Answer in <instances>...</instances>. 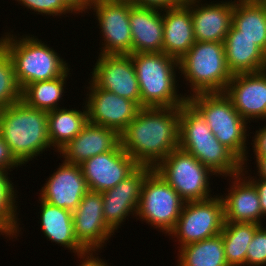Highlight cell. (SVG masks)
<instances>
[{
	"instance_id": "2e32d148",
	"label": "cell",
	"mask_w": 266,
	"mask_h": 266,
	"mask_svg": "<svg viewBox=\"0 0 266 266\" xmlns=\"http://www.w3.org/2000/svg\"><path fill=\"white\" fill-rule=\"evenodd\" d=\"M72 214L76 239L86 250L102 249L115 233L103 217V197L100 192L88 191Z\"/></svg>"
},
{
	"instance_id": "4fadbf2b",
	"label": "cell",
	"mask_w": 266,
	"mask_h": 266,
	"mask_svg": "<svg viewBox=\"0 0 266 266\" xmlns=\"http://www.w3.org/2000/svg\"><path fill=\"white\" fill-rule=\"evenodd\" d=\"M89 97L86 98L88 122L108 127L121 134L135 118L140 107L132 100L99 88L89 81ZM87 104V105H86Z\"/></svg>"
},
{
	"instance_id": "30bf717a",
	"label": "cell",
	"mask_w": 266,
	"mask_h": 266,
	"mask_svg": "<svg viewBox=\"0 0 266 266\" xmlns=\"http://www.w3.org/2000/svg\"><path fill=\"white\" fill-rule=\"evenodd\" d=\"M224 223L223 200L214 195L202 201L185 202L175 227L168 235L176 237L181 248L221 234Z\"/></svg>"
},
{
	"instance_id": "7402d4cb",
	"label": "cell",
	"mask_w": 266,
	"mask_h": 266,
	"mask_svg": "<svg viewBox=\"0 0 266 266\" xmlns=\"http://www.w3.org/2000/svg\"><path fill=\"white\" fill-rule=\"evenodd\" d=\"M162 10L132 5L129 22L132 53L163 52Z\"/></svg>"
},
{
	"instance_id": "e575fe53",
	"label": "cell",
	"mask_w": 266,
	"mask_h": 266,
	"mask_svg": "<svg viewBox=\"0 0 266 266\" xmlns=\"http://www.w3.org/2000/svg\"><path fill=\"white\" fill-rule=\"evenodd\" d=\"M22 166V164L12 154L10 147L0 134V170L11 172L10 168Z\"/></svg>"
},
{
	"instance_id": "d4e9b609",
	"label": "cell",
	"mask_w": 266,
	"mask_h": 266,
	"mask_svg": "<svg viewBox=\"0 0 266 266\" xmlns=\"http://www.w3.org/2000/svg\"><path fill=\"white\" fill-rule=\"evenodd\" d=\"M41 228L47 239L64 246L73 253L84 252L86 249L77 241L74 233L72 211L57 207L41 200Z\"/></svg>"
},
{
	"instance_id": "603a6c76",
	"label": "cell",
	"mask_w": 266,
	"mask_h": 266,
	"mask_svg": "<svg viewBox=\"0 0 266 266\" xmlns=\"http://www.w3.org/2000/svg\"><path fill=\"white\" fill-rule=\"evenodd\" d=\"M162 13L163 52L179 61L196 42L190 6L185 3Z\"/></svg>"
},
{
	"instance_id": "277c9868",
	"label": "cell",
	"mask_w": 266,
	"mask_h": 266,
	"mask_svg": "<svg viewBox=\"0 0 266 266\" xmlns=\"http://www.w3.org/2000/svg\"><path fill=\"white\" fill-rule=\"evenodd\" d=\"M135 67L142 107H180L186 95L177 94L178 60L164 52L130 54ZM175 67V68H174Z\"/></svg>"
},
{
	"instance_id": "9a60e30c",
	"label": "cell",
	"mask_w": 266,
	"mask_h": 266,
	"mask_svg": "<svg viewBox=\"0 0 266 266\" xmlns=\"http://www.w3.org/2000/svg\"><path fill=\"white\" fill-rule=\"evenodd\" d=\"M152 170V167L138 166L115 187L102 192L103 217L113 232L129 214H137L142 184Z\"/></svg>"
},
{
	"instance_id": "5bb4252c",
	"label": "cell",
	"mask_w": 266,
	"mask_h": 266,
	"mask_svg": "<svg viewBox=\"0 0 266 266\" xmlns=\"http://www.w3.org/2000/svg\"><path fill=\"white\" fill-rule=\"evenodd\" d=\"M138 166L121 143L114 150L93 156L80 165L89 191L100 193L115 187Z\"/></svg>"
},
{
	"instance_id": "5b68a950",
	"label": "cell",
	"mask_w": 266,
	"mask_h": 266,
	"mask_svg": "<svg viewBox=\"0 0 266 266\" xmlns=\"http://www.w3.org/2000/svg\"><path fill=\"white\" fill-rule=\"evenodd\" d=\"M7 34L0 38V45L12 59L21 89L33 82L57 78L68 69L64 59L38 38L27 35L18 40Z\"/></svg>"
},
{
	"instance_id": "6da1fadb",
	"label": "cell",
	"mask_w": 266,
	"mask_h": 266,
	"mask_svg": "<svg viewBox=\"0 0 266 266\" xmlns=\"http://www.w3.org/2000/svg\"><path fill=\"white\" fill-rule=\"evenodd\" d=\"M179 107H142L120 134L122 148L153 169L179 147Z\"/></svg>"
},
{
	"instance_id": "f1b7e54d",
	"label": "cell",
	"mask_w": 266,
	"mask_h": 266,
	"mask_svg": "<svg viewBox=\"0 0 266 266\" xmlns=\"http://www.w3.org/2000/svg\"><path fill=\"white\" fill-rule=\"evenodd\" d=\"M68 68L61 76L30 83L22 89V101L29 107L46 112L60 108L59 100L64 93L65 81L68 77Z\"/></svg>"
},
{
	"instance_id": "f35d334b",
	"label": "cell",
	"mask_w": 266,
	"mask_h": 266,
	"mask_svg": "<svg viewBox=\"0 0 266 266\" xmlns=\"http://www.w3.org/2000/svg\"><path fill=\"white\" fill-rule=\"evenodd\" d=\"M93 252H95L96 254V250H85L84 252L79 253L78 258L83 259V261L80 262L81 264L79 266H109L105 261L99 259V257L96 258L93 255Z\"/></svg>"
},
{
	"instance_id": "1f68e13d",
	"label": "cell",
	"mask_w": 266,
	"mask_h": 266,
	"mask_svg": "<svg viewBox=\"0 0 266 266\" xmlns=\"http://www.w3.org/2000/svg\"><path fill=\"white\" fill-rule=\"evenodd\" d=\"M21 99L22 89L16 79L12 59L0 45V110L20 102Z\"/></svg>"
},
{
	"instance_id": "52a82bcc",
	"label": "cell",
	"mask_w": 266,
	"mask_h": 266,
	"mask_svg": "<svg viewBox=\"0 0 266 266\" xmlns=\"http://www.w3.org/2000/svg\"><path fill=\"white\" fill-rule=\"evenodd\" d=\"M178 66L190 83L191 95L224 92L233 76L227 67L224 42L196 41Z\"/></svg>"
},
{
	"instance_id": "7c38bea8",
	"label": "cell",
	"mask_w": 266,
	"mask_h": 266,
	"mask_svg": "<svg viewBox=\"0 0 266 266\" xmlns=\"http://www.w3.org/2000/svg\"><path fill=\"white\" fill-rule=\"evenodd\" d=\"M91 73L92 81L99 88L132 100L141 108L139 84L130 54H99Z\"/></svg>"
},
{
	"instance_id": "ffe728a7",
	"label": "cell",
	"mask_w": 266,
	"mask_h": 266,
	"mask_svg": "<svg viewBox=\"0 0 266 266\" xmlns=\"http://www.w3.org/2000/svg\"><path fill=\"white\" fill-rule=\"evenodd\" d=\"M120 143L116 130L88 122L59 152L65 162L81 165L93 156L114 150Z\"/></svg>"
},
{
	"instance_id": "83f0119b",
	"label": "cell",
	"mask_w": 266,
	"mask_h": 266,
	"mask_svg": "<svg viewBox=\"0 0 266 266\" xmlns=\"http://www.w3.org/2000/svg\"><path fill=\"white\" fill-rule=\"evenodd\" d=\"M177 266H228L221 234L181 247Z\"/></svg>"
},
{
	"instance_id": "836d02e7",
	"label": "cell",
	"mask_w": 266,
	"mask_h": 266,
	"mask_svg": "<svg viewBox=\"0 0 266 266\" xmlns=\"http://www.w3.org/2000/svg\"><path fill=\"white\" fill-rule=\"evenodd\" d=\"M27 9L38 12L37 14H45L46 16H60L74 11L64 2V0H17ZM71 11V12H70Z\"/></svg>"
},
{
	"instance_id": "d6a6232c",
	"label": "cell",
	"mask_w": 266,
	"mask_h": 266,
	"mask_svg": "<svg viewBox=\"0 0 266 266\" xmlns=\"http://www.w3.org/2000/svg\"><path fill=\"white\" fill-rule=\"evenodd\" d=\"M266 265V227L262 225L255 231L246 253V265Z\"/></svg>"
},
{
	"instance_id": "e0dca14e",
	"label": "cell",
	"mask_w": 266,
	"mask_h": 266,
	"mask_svg": "<svg viewBox=\"0 0 266 266\" xmlns=\"http://www.w3.org/2000/svg\"><path fill=\"white\" fill-rule=\"evenodd\" d=\"M224 93L247 123L266 119V70L234 74Z\"/></svg>"
},
{
	"instance_id": "3957f363",
	"label": "cell",
	"mask_w": 266,
	"mask_h": 266,
	"mask_svg": "<svg viewBox=\"0 0 266 266\" xmlns=\"http://www.w3.org/2000/svg\"><path fill=\"white\" fill-rule=\"evenodd\" d=\"M0 134L15 158L24 165L51 147L48 112L31 108L22 100L14 103L0 110Z\"/></svg>"
},
{
	"instance_id": "44dd1931",
	"label": "cell",
	"mask_w": 266,
	"mask_h": 266,
	"mask_svg": "<svg viewBox=\"0 0 266 266\" xmlns=\"http://www.w3.org/2000/svg\"><path fill=\"white\" fill-rule=\"evenodd\" d=\"M244 167L246 166H242L240 174L231 176L234 181L228 195L221 196L224 205V219L225 222L262 225L260 220L263 218V214L259 195L255 186L246 177H243L246 175L244 174V172L246 173Z\"/></svg>"
},
{
	"instance_id": "f546056e",
	"label": "cell",
	"mask_w": 266,
	"mask_h": 266,
	"mask_svg": "<svg viewBox=\"0 0 266 266\" xmlns=\"http://www.w3.org/2000/svg\"><path fill=\"white\" fill-rule=\"evenodd\" d=\"M260 226L256 223H224L221 235L228 266L246 265L248 245Z\"/></svg>"
},
{
	"instance_id": "d6986e66",
	"label": "cell",
	"mask_w": 266,
	"mask_h": 266,
	"mask_svg": "<svg viewBox=\"0 0 266 266\" xmlns=\"http://www.w3.org/2000/svg\"><path fill=\"white\" fill-rule=\"evenodd\" d=\"M199 1L201 0H186L191 10L195 40L224 42L232 26L234 1L203 5H199Z\"/></svg>"
},
{
	"instance_id": "ba28073f",
	"label": "cell",
	"mask_w": 266,
	"mask_h": 266,
	"mask_svg": "<svg viewBox=\"0 0 266 266\" xmlns=\"http://www.w3.org/2000/svg\"><path fill=\"white\" fill-rule=\"evenodd\" d=\"M154 170L185 201L211 198L209 180L213 172L192 154L179 147L170 152Z\"/></svg>"
},
{
	"instance_id": "7a4b0ae2",
	"label": "cell",
	"mask_w": 266,
	"mask_h": 266,
	"mask_svg": "<svg viewBox=\"0 0 266 266\" xmlns=\"http://www.w3.org/2000/svg\"><path fill=\"white\" fill-rule=\"evenodd\" d=\"M179 148L192 154L214 174L234 176L243 163L219 140L201 113L186 100L179 107Z\"/></svg>"
},
{
	"instance_id": "484cf974",
	"label": "cell",
	"mask_w": 266,
	"mask_h": 266,
	"mask_svg": "<svg viewBox=\"0 0 266 266\" xmlns=\"http://www.w3.org/2000/svg\"><path fill=\"white\" fill-rule=\"evenodd\" d=\"M232 26L266 53V0H234Z\"/></svg>"
},
{
	"instance_id": "9c48e42d",
	"label": "cell",
	"mask_w": 266,
	"mask_h": 266,
	"mask_svg": "<svg viewBox=\"0 0 266 266\" xmlns=\"http://www.w3.org/2000/svg\"><path fill=\"white\" fill-rule=\"evenodd\" d=\"M185 201L153 169L145 178L137 216L153 227L169 234L175 227Z\"/></svg>"
},
{
	"instance_id": "8992f818",
	"label": "cell",
	"mask_w": 266,
	"mask_h": 266,
	"mask_svg": "<svg viewBox=\"0 0 266 266\" xmlns=\"http://www.w3.org/2000/svg\"><path fill=\"white\" fill-rule=\"evenodd\" d=\"M187 100L201 113L214 136L245 166L247 161V122L224 92L187 95Z\"/></svg>"
},
{
	"instance_id": "cb8c5ba5",
	"label": "cell",
	"mask_w": 266,
	"mask_h": 266,
	"mask_svg": "<svg viewBox=\"0 0 266 266\" xmlns=\"http://www.w3.org/2000/svg\"><path fill=\"white\" fill-rule=\"evenodd\" d=\"M226 63L232 75L266 70V53L251 39L238 36L231 26L224 40Z\"/></svg>"
},
{
	"instance_id": "8d00e7d4",
	"label": "cell",
	"mask_w": 266,
	"mask_h": 266,
	"mask_svg": "<svg viewBox=\"0 0 266 266\" xmlns=\"http://www.w3.org/2000/svg\"><path fill=\"white\" fill-rule=\"evenodd\" d=\"M252 141L255 156H266V126L256 131Z\"/></svg>"
},
{
	"instance_id": "d590c367",
	"label": "cell",
	"mask_w": 266,
	"mask_h": 266,
	"mask_svg": "<svg viewBox=\"0 0 266 266\" xmlns=\"http://www.w3.org/2000/svg\"><path fill=\"white\" fill-rule=\"evenodd\" d=\"M128 1H130L133 5L136 6L156 8L160 10L181 6L186 3V0H128Z\"/></svg>"
},
{
	"instance_id": "ab89813d",
	"label": "cell",
	"mask_w": 266,
	"mask_h": 266,
	"mask_svg": "<svg viewBox=\"0 0 266 266\" xmlns=\"http://www.w3.org/2000/svg\"><path fill=\"white\" fill-rule=\"evenodd\" d=\"M95 0H64V2L74 11V13H83L89 10Z\"/></svg>"
},
{
	"instance_id": "4dcf8cb0",
	"label": "cell",
	"mask_w": 266,
	"mask_h": 266,
	"mask_svg": "<svg viewBox=\"0 0 266 266\" xmlns=\"http://www.w3.org/2000/svg\"><path fill=\"white\" fill-rule=\"evenodd\" d=\"M7 175V171L0 170V233L14 238L20 232L16 216L18 215L17 204L15 203V195L17 194H15L16 190Z\"/></svg>"
},
{
	"instance_id": "4316f807",
	"label": "cell",
	"mask_w": 266,
	"mask_h": 266,
	"mask_svg": "<svg viewBox=\"0 0 266 266\" xmlns=\"http://www.w3.org/2000/svg\"><path fill=\"white\" fill-rule=\"evenodd\" d=\"M58 108L48 112V135L51 146L58 152L74 139L88 123L87 109Z\"/></svg>"
},
{
	"instance_id": "74e56055",
	"label": "cell",
	"mask_w": 266,
	"mask_h": 266,
	"mask_svg": "<svg viewBox=\"0 0 266 266\" xmlns=\"http://www.w3.org/2000/svg\"><path fill=\"white\" fill-rule=\"evenodd\" d=\"M247 178L255 186L259 195L262 214L266 216V179L261 177L259 179L249 178V176Z\"/></svg>"
},
{
	"instance_id": "60d3db41",
	"label": "cell",
	"mask_w": 266,
	"mask_h": 266,
	"mask_svg": "<svg viewBox=\"0 0 266 266\" xmlns=\"http://www.w3.org/2000/svg\"><path fill=\"white\" fill-rule=\"evenodd\" d=\"M258 168V176L266 179V156H255Z\"/></svg>"
},
{
	"instance_id": "8fae6325",
	"label": "cell",
	"mask_w": 266,
	"mask_h": 266,
	"mask_svg": "<svg viewBox=\"0 0 266 266\" xmlns=\"http://www.w3.org/2000/svg\"><path fill=\"white\" fill-rule=\"evenodd\" d=\"M128 0H95L91 7L96 12L97 21L104 43L100 55L132 54V34L129 22Z\"/></svg>"
},
{
	"instance_id": "ac0fdd59",
	"label": "cell",
	"mask_w": 266,
	"mask_h": 266,
	"mask_svg": "<svg viewBox=\"0 0 266 266\" xmlns=\"http://www.w3.org/2000/svg\"><path fill=\"white\" fill-rule=\"evenodd\" d=\"M41 190V200L73 212L89 188L80 165L64 161Z\"/></svg>"
}]
</instances>
